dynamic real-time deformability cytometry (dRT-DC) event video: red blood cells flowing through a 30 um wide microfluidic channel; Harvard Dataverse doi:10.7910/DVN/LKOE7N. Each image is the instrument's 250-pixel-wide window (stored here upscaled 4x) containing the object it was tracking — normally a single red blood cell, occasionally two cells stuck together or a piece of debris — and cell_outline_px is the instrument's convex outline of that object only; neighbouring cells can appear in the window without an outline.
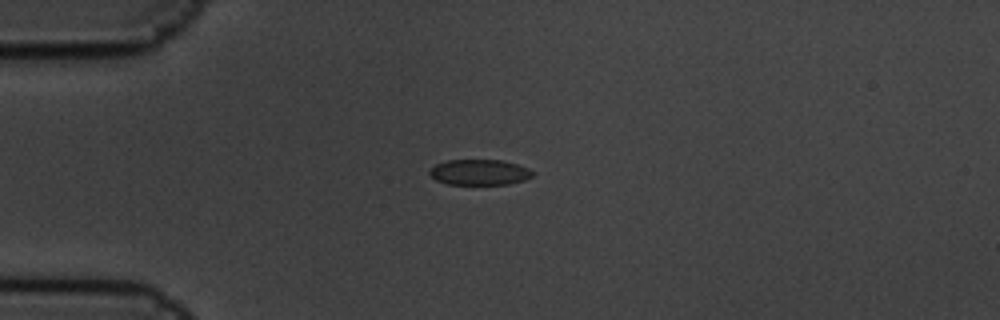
{"species": "common noctule bat (a hibernating species)", "species_latin": "Nyctalus noctula", "temperature_condition": "cold", "stored_images_in_passage": 5, "camera_frame_rate_fps": 3000, "um_per_image_px": 0.085, "animal": {"sex": "male", "body_mass_g": 19.5, "forearm_length_mm": 54.6}, "frame": {"image": 1, "passage_image": 4, "time_ms": 1.0, "image_size_px": [1000, 320], "cell_outline_px": [[536, 172], [532, 176], [524, 180], [508, 184], [448, 184], [436, 180], [428, 172], [436, 164], [448, 160], [500, 160], [516, 164], [528, 168]], "centroid_in_image_um": [40.77, 14.64], "position_along_channel_um": 44.2, "area_um2": 15.26}}